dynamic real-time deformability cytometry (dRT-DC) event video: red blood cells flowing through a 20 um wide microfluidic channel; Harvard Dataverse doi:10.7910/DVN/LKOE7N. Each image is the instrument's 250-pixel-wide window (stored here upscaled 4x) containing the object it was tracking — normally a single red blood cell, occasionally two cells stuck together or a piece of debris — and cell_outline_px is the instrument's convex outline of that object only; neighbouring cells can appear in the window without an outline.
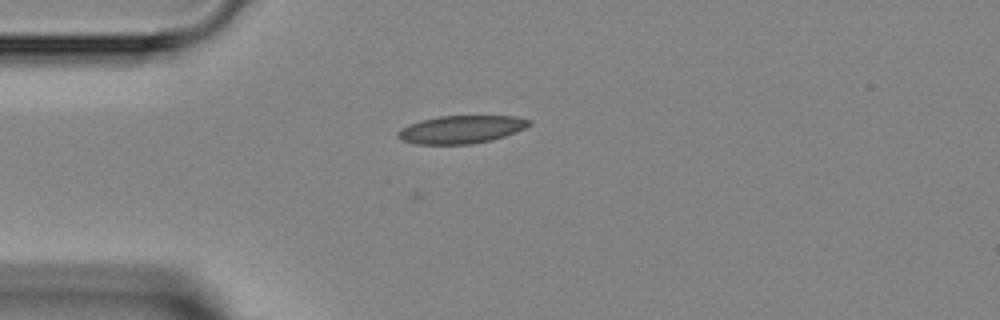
{"species": "Egyptian fruit bat (a non-hibernating species)", "species_latin": "Rousettus aegyptiacus", "temperature_condition": "room temperature", "stored_images_in_passage": 36, "camera_frame_rate_fps": 3000, "um_per_image_px": 0.085, "animal": {"sex": "female"}, "frame": {"image": 1, "passage_image": 7, "time_ms": 2.0, "image_size_px": [1000, 320], "cell_outline_px": [[532, 124], [516, 132], [492, 140], [472, 144], [416, 144], [400, 140], [396, 136], [396, 132], [400, 128], [408, 124], [420, 120], [440, 116], [516, 116], [532, 120]], "centroid_in_image_um": [39.17, 11.0], "position_along_channel_um": 45.8, "area_um2": 21.56}}
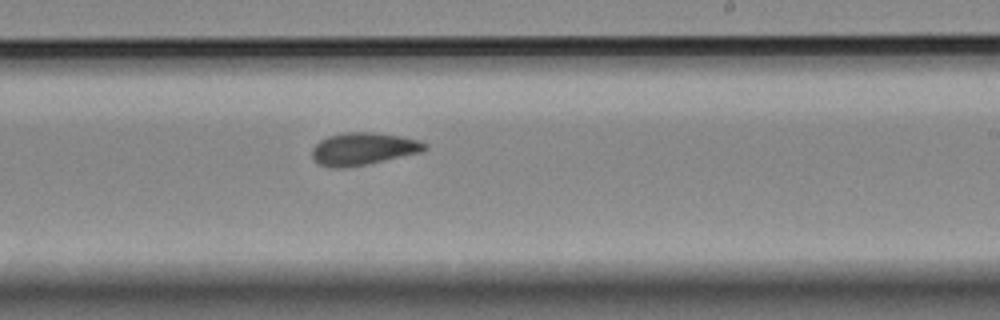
{"frame": {"image": 2, "passage_image": 23, "time_ms": 7.333, "image_size_px": [1000, 320], "cell_outline_px": [[428, 148], [424, 152], [368, 164], [344, 168], [328, 168], [312, 160], [312, 148], [320, 140], [328, 136], [348, 132], [372, 132], [400, 136], [420, 140], [428, 144]], "centroid_in_image_um": [30.9, 12.66], "position_along_channel_um": 258.1, "area_um2": 21.62}}
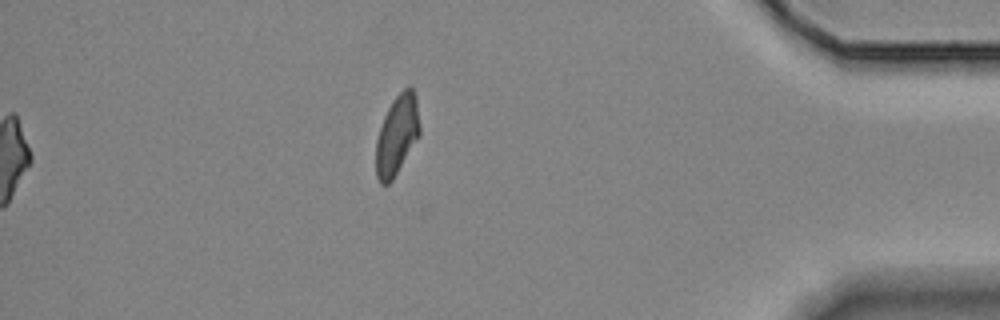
{"frame": {"image": 3, "passage_image": 36, "time_ms": 11.667, "image_size_px": [1000, 320], "cell_outline_px": [[420, 136], [392, 180], [388, 184], [380, 184], [376, 176], [376, 140], [384, 116], [392, 100], [404, 88], [412, 88], [416, 96], [420, 124]], "centroid_in_image_um": [33.75, 11.48], "position_along_channel_um": 401.5, "area_um2": 20.35}}